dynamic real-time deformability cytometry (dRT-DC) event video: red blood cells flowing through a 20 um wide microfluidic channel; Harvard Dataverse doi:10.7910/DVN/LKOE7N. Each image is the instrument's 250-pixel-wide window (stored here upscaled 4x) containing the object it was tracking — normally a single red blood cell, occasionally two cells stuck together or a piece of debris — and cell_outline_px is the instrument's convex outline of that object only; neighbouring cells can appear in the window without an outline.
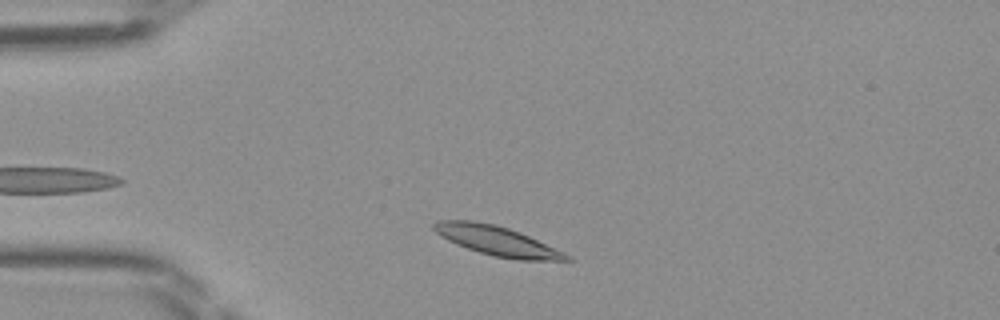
{"species": "Egyptian fruit bat (a non-hibernating species)", "species_latin": "Rousettus aegyptiacus", "temperature_condition": "room temperature", "stored_images_in_passage": 32, "camera_frame_rate_fps": 3000, "um_per_image_px": 0.085, "frame": {"image": 1, "passage_image": 3, "time_ms": 0.667, "image_size_px": [1000, 320], "cell_outline_px": [[572, 260], [516, 260], [492, 256], [456, 244], [440, 236], [432, 228], [432, 224], [436, 220], [472, 220], [496, 224], [508, 228], [528, 236], [568, 256]], "centroid_in_image_um": [42.12, 20.45], "position_along_channel_um": 42.9, "area_um2": 22.31}}
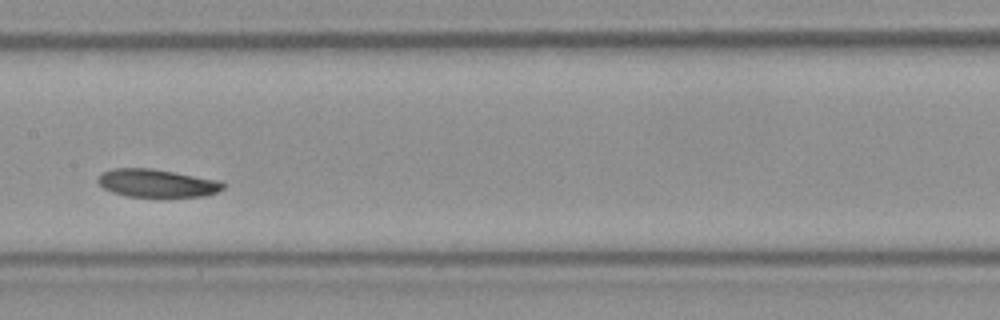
{"frame": {"image": 2, "passage_image": 16, "time_ms": 5.0, "image_size_px": [1000, 320], "cell_outline_px": [[224, 188], [216, 192], [204, 196], [128, 196], [112, 192], [104, 188], [96, 180], [104, 172], [112, 168], [152, 168], [220, 180], [224, 184]], "centroid_in_image_um": [13.34, 15.55], "position_along_channel_um": 194.1, "area_um2": 20.17}}
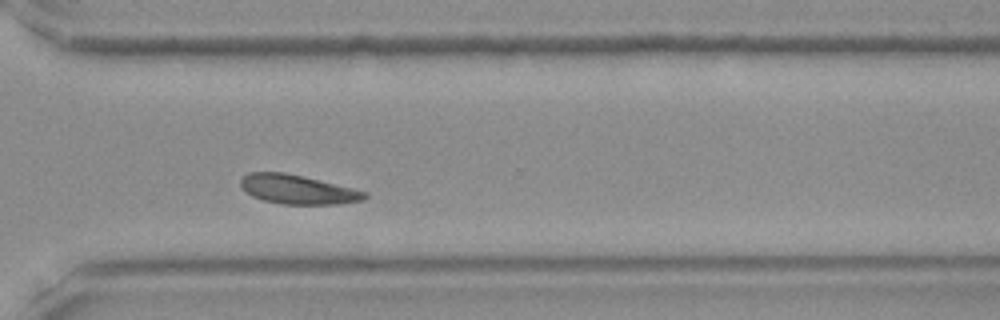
{"frame": {"image": 3, "passage_image": 27, "time_ms": 8.667, "image_size_px": [1000, 320], "cell_outline_px": [[368, 196], [364, 200], [340, 204], [284, 204], [264, 200], [252, 196], [240, 184], [240, 180], [248, 172], [284, 172], [352, 188], [368, 192]], "centroid_in_image_um": [25.33, 16.11], "position_along_channel_um": 345.3, "area_um2": 20.81}}